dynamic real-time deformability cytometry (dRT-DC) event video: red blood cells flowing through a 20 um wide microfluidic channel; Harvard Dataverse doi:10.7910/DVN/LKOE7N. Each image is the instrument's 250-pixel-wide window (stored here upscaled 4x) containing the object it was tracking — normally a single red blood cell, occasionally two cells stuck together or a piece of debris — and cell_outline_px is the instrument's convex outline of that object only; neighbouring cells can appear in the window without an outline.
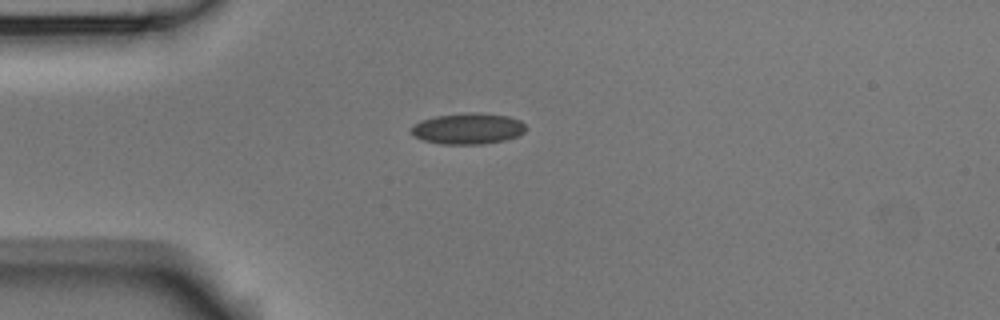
{"species": "Egyptian fruit bat (a non-hibernating species)", "species_latin": "Rousettus aegyptiacus", "temperature_condition": "room temperature", "stored_images_in_passage": 3, "camera_frame_rate_fps": 3000, "um_per_image_px": 0.085, "animal": {"sex": "male"}, "frame": {"image": 1, "passage_image": 1, "time_ms": 0.0, "image_size_px": [1000, 320], "cell_outline_px": [[524, 132], [516, 136], [504, 140], [480, 144], [440, 144], [424, 140], [416, 136], [412, 132], [412, 128], [420, 120], [436, 116], [472, 112], [480, 112], [508, 116], [520, 120], [524, 124]], "centroid_in_image_um": [39.79, 10.92], "position_along_channel_um": 45.2, "area_um2": 20.46}}
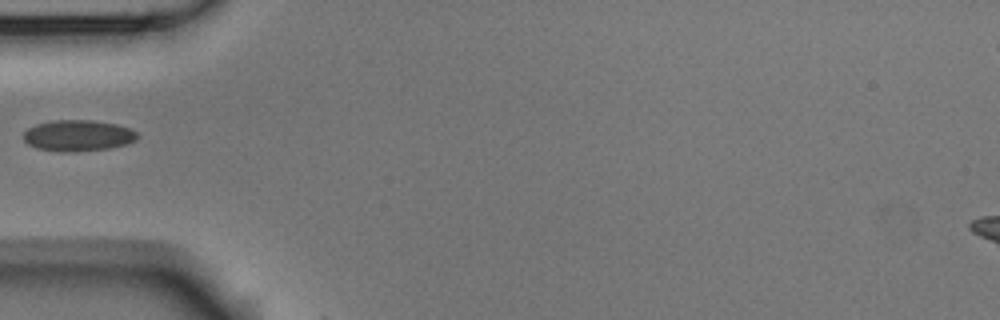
{"frame": {"image": 2, "passage_image": 2, "time_ms": 0.333, "image_size_px": [1000, 320], "cell_outline_px": [[140, 136], [136, 140], [128, 144], [108, 148], [76, 152], [60, 152], [40, 148], [28, 144], [24, 140], [24, 132], [28, 128], [36, 124], [52, 120], [92, 120], [116, 124], [128, 128], [136, 132]], "centroid_in_image_um": [6.65, 11.52], "position_along_channel_um": 78.4, "area_um2": 20.69}}